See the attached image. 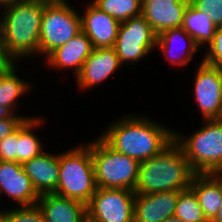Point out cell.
I'll return each mask as SVG.
<instances>
[{
	"mask_svg": "<svg viewBox=\"0 0 222 222\" xmlns=\"http://www.w3.org/2000/svg\"><path fill=\"white\" fill-rule=\"evenodd\" d=\"M120 117L100 136L111 148L139 162L160 154L174 141L175 131L148 118Z\"/></svg>",
	"mask_w": 222,
	"mask_h": 222,
	"instance_id": "6da1fadb",
	"label": "cell"
},
{
	"mask_svg": "<svg viewBox=\"0 0 222 222\" xmlns=\"http://www.w3.org/2000/svg\"><path fill=\"white\" fill-rule=\"evenodd\" d=\"M196 173L183 149L173 141L160 154L140 162L135 194L189 189Z\"/></svg>",
	"mask_w": 222,
	"mask_h": 222,
	"instance_id": "7a4b0ae2",
	"label": "cell"
},
{
	"mask_svg": "<svg viewBox=\"0 0 222 222\" xmlns=\"http://www.w3.org/2000/svg\"><path fill=\"white\" fill-rule=\"evenodd\" d=\"M4 8L0 25L8 54L14 61L39 54L44 4L20 0Z\"/></svg>",
	"mask_w": 222,
	"mask_h": 222,
	"instance_id": "3957f363",
	"label": "cell"
},
{
	"mask_svg": "<svg viewBox=\"0 0 222 222\" xmlns=\"http://www.w3.org/2000/svg\"><path fill=\"white\" fill-rule=\"evenodd\" d=\"M96 189L93 159L87 143L59 154V180L55 194L87 205Z\"/></svg>",
	"mask_w": 222,
	"mask_h": 222,
	"instance_id": "277c9868",
	"label": "cell"
},
{
	"mask_svg": "<svg viewBox=\"0 0 222 222\" xmlns=\"http://www.w3.org/2000/svg\"><path fill=\"white\" fill-rule=\"evenodd\" d=\"M204 121L205 126L186 139L174 133V141L196 174H222V120Z\"/></svg>",
	"mask_w": 222,
	"mask_h": 222,
	"instance_id": "5b68a950",
	"label": "cell"
},
{
	"mask_svg": "<svg viewBox=\"0 0 222 222\" xmlns=\"http://www.w3.org/2000/svg\"><path fill=\"white\" fill-rule=\"evenodd\" d=\"M87 145L91 149L97 188L135 190L138 160L115 151L101 137Z\"/></svg>",
	"mask_w": 222,
	"mask_h": 222,
	"instance_id": "8992f818",
	"label": "cell"
},
{
	"mask_svg": "<svg viewBox=\"0 0 222 222\" xmlns=\"http://www.w3.org/2000/svg\"><path fill=\"white\" fill-rule=\"evenodd\" d=\"M81 31V15L68 2L44 5L40 26L39 55L47 57Z\"/></svg>",
	"mask_w": 222,
	"mask_h": 222,
	"instance_id": "52a82bcc",
	"label": "cell"
},
{
	"mask_svg": "<svg viewBox=\"0 0 222 222\" xmlns=\"http://www.w3.org/2000/svg\"><path fill=\"white\" fill-rule=\"evenodd\" d=\"M156 42L157 34L139 15L120 24L114 49L121 64H135L156 48Z\"/></svg>",
	"mask_w": 222,
	"mask_h": 222,
	"instance_id": "ba28073f",
	"label": "cell"
},
{
	"mask_svg": "<svg viewBox=\"0 0 222 222\" xmlns=\"http://www.w3.org/2000/svg\"><path fill=\"white\" fill-rule=\"evenodd\" d=\"M135 192L97 188L87 204V216L96 222H134Z\"/></svg>",
	"mask_w": 222,
	"mask_h": 222,
	"instance_id": "9c48e42d",
	"label": "cell"
},
{
	"mask_svg": "<svg viewBox=\"0 0 222 222\" xmlns=\"http://www.w3.org/2000/svg\"><path fill=\"white\" fill-rule=\"evenodd\" d=\"M194 95L204 120L219 119L222 109V67L200 62Z\"/></svg>",
	"mask_w": 222,
	"mask_h": 222,
	"instance_id": "30bf717a",
	"label": "cell"
},
{
	"mask_svg": "<svg viewBox=\"0 0 222 222\" xmlns=\"http://www.w3.org/2000/svg\"><path fill=\"white\" fill-rule=\"evenodd\" d=\"M1 192L20 206L37 204L40 197L22 164L17 162L0 161V196Z\"/></svg>",
	"mask_w": 222,
	"mask_h": 222,
	"instance_id": "8fae6325",
	"label": "cell"
},
{
	"mask_svg": "<svg viewBox=\"0 0 222 222\" xmlns=\"http://www.w3.org/2000/svg\"><path fill=\"white\" fill-rule=\"evenodd\" d=\"M121 66L114 47L93 48L80 73L76 76L77 85L82 88L81 90L92 88L100 82H104Z\"/></svg>",
	"mask_w": 222,
	"mask_h": 222,
	"instance_id": "7c38bea8",
	"label": "cell"
},
{
	"mask_svg": "<svg viewBox=\"0 0 222 222\" xmlns=\"http://www.w3.org/2000/svg\"><path fill=\"white\" fill-rule=\"evenodd\" d=\"M80 15L82 31L91 40L93 48L114 47L120 22L91 2L86 6L85 13Z\"/></svg>",
	"mask_w": 222,
	"mask_h": 222,
	"instance_id": "4fadbf2b",
	"label": "cell"
},
{
	"mask_svg": "<svg viewBox=\"0 0 222 222\" xmlns=\"http://www.w3.org/2000/svg\"><path fill=\"white\" fill-rule=\"evenodd\" d=\"M181 191L135 195L134 222H164L173 217Z\"/></svg>",
	"mask_w": 222,
	"mask_h": 222,
	"instance_id": "5bb4252c",
	"label": "cell"
},
{
	"mask_svg": "<svg viewBox=\"0 0 222 222\" xmlns=\"http://www.w3.org/2000/svg\"><path fill=\"white\" fill-rule=\"evenodd\" d=\"M189 0H142V16L159 35L162 31L181 27Z\"/></svg>",
	"mask_w": 222,
	"mask_h": 222,
	"instance_id": "9a60e30c",
	"label": "cell"
},
{
	"mask_svg": "<svg viewBox=\"0 0 222 222\" xmlns=\"http://www.w3.org/2000/svg\"><path fill=\"white\" fill-rule=\"evenodd\" d=\"M93 46L89 37L81 31L69 42L52 51L47 57L48 66L54 69L74 70L75 77L80 73L87 57L92 53Z\"/></svg>",
	"mask_w": 222,
	"mask_h": 222,
	"instance_id": "2e32d148",
	"label": "cell"
},
{
	"mask_svg": "<svg viewBox=\"0 0 222 222\" xmlns=\"http://www.w3.org/2000/svg\"><path fill=\"white\" fill-rule=\"evenodd\" d=\"M22 167L39 195L56 191L59 180V154L44 151L39 156L24 162Z\"/></svg>",
	"mask_w": 222,
	"mask_h": 222,
	"instance_id": "e0dca14e",
	"label": "cell"
},
{
	"mask_svg": "<svg viewBox=\"0 0 222 222\" xmlns=\"http://www.w3.org/2000/svg\"><path fill=\"white\" fill-rule=\"evenodd\" d=\"M37 205L46 222H82L87 217V205L55 193L40 195Z\"/></svg>",
	"mask_w": 222,
	"mask_h": 222,
	"instance_id": "ac0fdd59",
	"label": "cell"
},
{
	"mask_svg": "<svg viewBox=\"0 0 222 222\" xmlns=\"http://www.w3.org/2000/svg\"><path fill=\"white\" fill-rule=\"evenodd\" d=\"M184 41L188 43H184ZM178 42L185 45L187 44V46L183 45V48H180L182 44L180 46ZM174 44L177 47H175ZM157 47H159L158 49L163 52V55L167 58L168 62L181 67L190 63L197 50L201 48L182 27L162 31L159 35H157L156 48Z\"/></svg>",
	"mask_w": 222,
	"mask_h": 222,
	"instance_id": "d6986e66",
	"label": "cell"
},
{
	"mask_svg": "<svg viewBox=\"0 0 222 222\" xmlns=\"http://www.w3.org/2000/svg\"><path fill=\"white\" fill-rule=\"evenodd\" d=\"M197 196L207 221H212L222 206V174H195L189 187Z\"/></svg>",
	"mask_w": 222,
	"mask_h": 222,
	"instance_id": "ffe728a7",
	"label": "cell"
},
{
	"mask_svg": "<svg viewBox=\"0 0 222 222\" xmlns=\"http://www.w3.org/2000/svg\"><path fill=\"white\" fill-rule=\"evenodd\" d=\"M181 27L199 47L203 44L208 46L218 28L205 12L197 10L191 3L185 9Z\"/></svg>",
	"mask_w": 222,
	"mask_h": 222,
	"instance_id": "44dd1931",
	"label": "cell"
},
{
	"mask_svg": "<svg viewBox=\"0 0 222 222\" xmlns=\"http://www.w3.org/2000/svg\"><path fill=\"white\" fill-rule=\"evenodd\" d=\"M42 120L40 117L32 116L17 129V163L23 164L44 152L40 138L32 132V129L40 127Z\"/></svg>",
	"mask_w": 222,
	"mask_h": 222,
	"instance_id": "7402d4cb",
	"label": "cell"
},
{
	"mask_svg": "<svg viewBox=\"0 0 222 222\" xmlns=\"http://www.w3.org/2000/svg\"><path fill=\"white\" fill-rule=\"evenodd\" d=\"M15 65L0 74V105L7 107L12 113L19 97L31 88L29 82H25L16 75Z\"/></svg>",
	"mask_w": 222,
	"mask_h": 222,
	"instance_id": "603a6c76",
	"label": "cell"
},
{
	"mask_svg": "<svg viewBox=\"0 0 222 222\" xmlns=\"http://www.w3.org/2000/svg\"><path fill=\"white\" fill-rule=\"evenodd\" d=\"M91 3L120 23L142 14V0H92Z\"/></svg>",
	"mask_w": 222,
	"mask_h": 222,
	"instance_id": "cb8c5ba5",
	"label": "cell"
},
{
	"mask_svg": "<svg viewBox=\"0 0 222 222\" xmlns=\"http://www.w3.org/2000/svg\"><path fill=\"white\" fill-rule=\"evenodd\" d=\"M174 216L183 222H208L197 196L190 188L179 193Z\"/></svg>",
	"mask_w": 222,
	"mask_h": 222,
	"instance_id": "d4e9b609",
	"label": "cell"
},
{
	"mask_svg": "<svg viewBox=\"0 0 222 222\" xmlns=\"http://www.w3.org/2000/svg\"><path fill=\"white\" fill-rule=\"evenodd\" d=\"M8 222H46L37 204L6 210Z\"/></svg>",
	"mask_w": 222,
	"mask_h": 222,
	"instance_id": "484cf974",
	"label": "cell"
},
{
	"mask_svg": "<svg viewBox=\"0 0 222 222\" xmlns=\"http://www.w3.org/2000/svg\"><path fill=\"white\" fill-rule=\"evenodd\" d=\"M199 11L205 12L217 27H222V0H189Z\"/></svg>",
	"mask_w": 222,
	"mask_h": 222,
	"instance_id": "4316f807",
	"label": "cell"
},
{
	"mask_svg": "<svg viewBox=\"0 0 222 222\" xmlns=\"http://www.w3.org/2000/svg\"><path fill=\"white\" fill-rule=\"evenodd\" d=\"M210 49V50H209ZM203 61L207 64L222 67V27H218L213 41L208 45Z\"/></svg>",
	"mask_w": 222,
	"mask_h": 222,
	"instance_id": "83f0119b",
	"label": "cell"
},
{
	"mask_svg": "<svg viewBox=\"0 0 222 222\" xmlns=\"http://www.w3.org/2000/svg\"><path fill=\"white\" fill-rule=\"evenodd\" d=\"M0 161L17 162V130L0 140Z\"/></svg>",
	"mask_w": 222,
	"mask_h": 222,
	"instance_id": "f1b7e54d",
	"label": "cell"
},
{
	"mask_svg": "<svg viewBox=\"0 0 222 222\" xmlns=\"http://www.w3.org/2000/svg\"><path fill=\"white\" fill-rule=\"evenodd\" d=\"M17 115L18 114H13L10 118L0 120V140L5 139L13 132H15L26 119L32 118L27 116L23 117V115Z\"/></svg>",
	"mask_w": 222,
	"mask_h": 222,
	"instance_id": "f546056e",
	"label": "cell"
},
{
	"mask_svg": "<svg viewBox=\"0 0 222 222\" xmlns=\"http://www.w3.org/2000/svg\"><path fill=\"white\" fill-rule=\"evenodd\" d=\"M16 64L12 57L8 54L3 38V33L0 25V74L8 70L11 66Z\"/></svg>",
	"mask_w": 222,
	"mask_h": 222,
	"instance_id": "4dcf8cb0",
	"label": "cell"
},
{
	"mask_svg": "<svg viewBox=\"0 0 222 222\" xmlns=\"http://www.w3.org/2000/svg\"><path fill=\"white\" fill-rule=\"evenodd\" d=\"M28 1H32L35 3H41L44 5H51V4H62L67 2L66 0H28Z\"/></svg>",
	"mask_w": 222,
	"mask_h": 222,
	"instance_id": "1f68e13d",
	"label": "cell"
},
{
	"mask_svg": "<svg viewBox=\"0 0 222 222\" xmlns=\"http://www.w3.org/2000/svg\"><path fill=\"white\" fill-rule=\"evenodd\" d=\"M12 115L13 113L7 107L0 105V120L10 118Z\"/></svg>",
	"mask_w": 222,
	"mask_h": 222,
	"instance_id": "d6a6232c",
	"label": "cell"
},
{
	"mask_svg": "<svg viewBox=\"0 0 222 222\" xmlns=\"http://www.w3.org/2000/svg\"><path fill=\"white\" fill-rule=\"evenodd\" d=\"M17 1H20V0H0V7H4V6L14 4Z\"/></svg>",
	"mask_w": 222,
	"mask_h": 222,
	"instance_id": "836d02e7",
	"label": "cell"
},
{
	"mask_svg": "<svg viewBox=\"0 0 222 222\" xmlns=\"http://www.w3.org/2000/svg\"><path fill=\"white\" fill-rule=\"evenodd\" d=\"M211 222H222V206L219 209V211H218L217 215L215 216V218Z\"/></svg>",
	"mask_w": 222,
	"mask_h": 222,
	"instance_id": "e575fe53",
	"label": "cell"
},
{
	"mask_svg": "<svg viewBox=\"0 0 222 222\" xmlns=\"http://www.w3.org/2000/svg\"><path fill=\"white\" fill-rule=\"evenodd\" d=\"M0 222H8V217L6 215V210L0 212Z\"/></svg>",
	"mask_w": 222,
	"mask_h": 222,
	"instance_id": "d590c367",
	"label": "cell"
},
{
	"mask_svg": "<svg viewBox=\"0 0 222 222\" xmlns=\"http://www.w3.org/2000/svg\"><path fill=\"white\" fill-rule=\"evenodd\" d=\"M164 222H183V221L180 218L173 216V217H168Z\"/></svg>",
	"mask_w": 222,
	"mask_h": 222,
	"instance_id": "8d00e7d4",
	"label": "cell"
},
{
	"mask_svg": "<svg viewBox=\"0 0 222 222\" xmlns=\"http://www.w3.org/2000/svg\"><path fill=\"white\" fill-rule=\"evenodd\" d=\"M82 222H96V221L90 219V218L87 216Z\"/></svg>",
	"mask_w": 222,
	"mask_h": 222,
	"instance_id": "74e56055",
	"label": "cell"
},
{
	"mask_svg": "<svg viewBox=\"0 0 222 222\" xmlns=\"http://www.w3.org/2000/svg\"><path fill=\"white\" fill-rule=\"evenodd\" d=\"M219 120H222V109H221Z\"/></svg>",
	"mask_w": 222,
	"mask_h": 222,
	"instance_id": "f35d334b",
	"label": "cell"
}]
</instances>
